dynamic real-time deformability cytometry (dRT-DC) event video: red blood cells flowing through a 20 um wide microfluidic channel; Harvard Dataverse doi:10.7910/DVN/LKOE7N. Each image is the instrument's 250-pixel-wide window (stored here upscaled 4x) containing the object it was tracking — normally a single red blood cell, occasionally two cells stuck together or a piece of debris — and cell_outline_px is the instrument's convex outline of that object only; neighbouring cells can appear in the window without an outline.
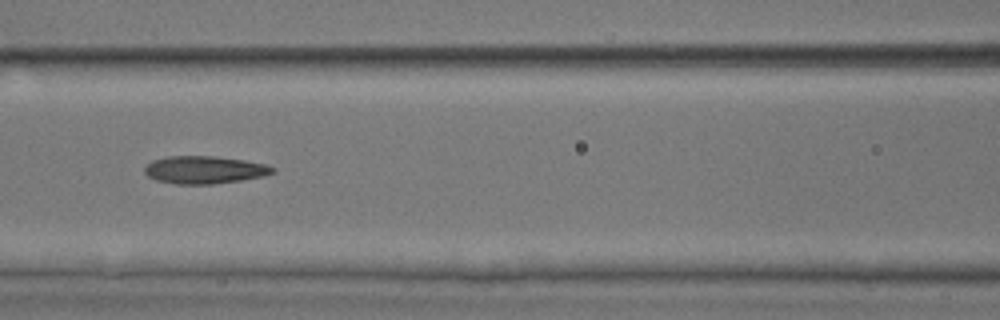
{"species": "common noctule bat (a hibernating species)", "species_latin": "Nyctalus noctula", "temperature_condition": "room temperature", "stored_images_in_passage": 45, "camera_frame_rate_fps": 3000, "um_per_image_px": 0.085, "animal": {"sex": "male", "body_mass_g": 17.9, "forearm_length_mm": 54.2}, "frame": {"image": 1, "passage_image": 24, "time_ms": 7.667, "image_size_px": [1000, 320], "cell_outline_px": [[276, 172], [264, 176], [240, 180], [212, 184], [176, 184], [156, 180], [148, 176], [144, 172], [144, 168], [152, 160], [168, 156], [212, 156], [244, 160], [264, 164], [276, 168]], "centroid_in_image_um": [17.38, 14.43], "position_along_channel_um": 149.2, "area_um2": 20.58}}
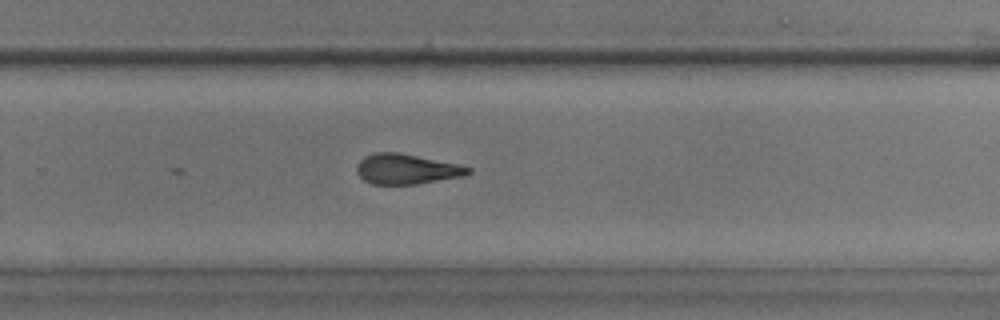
{"frame": {"image": 2, "passage_image": 35, "time_ms": 11.333, "image_size_px": [1000, 320], "cell_outline_px": [[472, 172], [464, 176], [416, 184], [372, 184], [364, 180], [356, 172], [356, 164], [364, 156], [376, 152], [396, 152], [456, 164], [472, 168]], "centroid_in_image_um": [34.52, 14.38], "position_along_channel_um": 295.3, "area_um2": 19.42}}
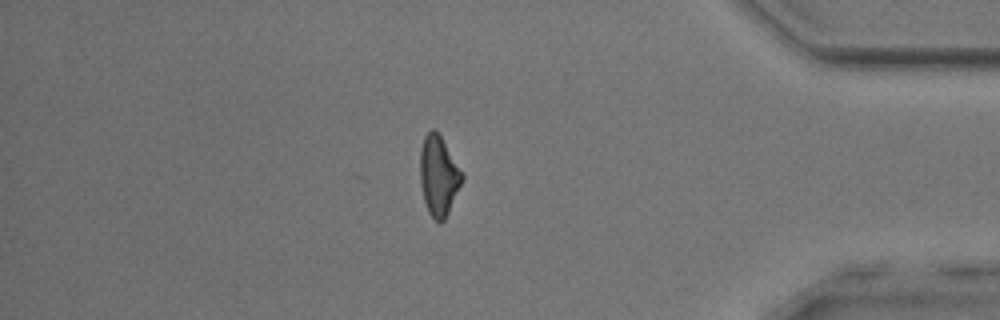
{"frame": {"image": 3, "passage_image": 45, "time_ms": 14.667, "image_size_px": [1000, 320], "cell_outline_px": [[464, 176], [448, 212], [444, 220], [440, 224], [428, 212], [424, 200], [420, 184], [420, 148], [424, 136], [432, 128], [436, 128], [464, 172]], "centroid_in_image_um": [37.28, 14.88], "position_along_channel_um": 397.9, "area_um2": 19.71}, "authors_computed_cell_mechanics": {"area_um2": 20.6346, "velocity_mm_per_s": 4.0054, "shape_relaxation_time_tau1_ms": null, "shape_relaxation_time_tau2_ms": 3.4286, "deformation_change_tau1": null, "deformation_change_tau2": 0.1387}}